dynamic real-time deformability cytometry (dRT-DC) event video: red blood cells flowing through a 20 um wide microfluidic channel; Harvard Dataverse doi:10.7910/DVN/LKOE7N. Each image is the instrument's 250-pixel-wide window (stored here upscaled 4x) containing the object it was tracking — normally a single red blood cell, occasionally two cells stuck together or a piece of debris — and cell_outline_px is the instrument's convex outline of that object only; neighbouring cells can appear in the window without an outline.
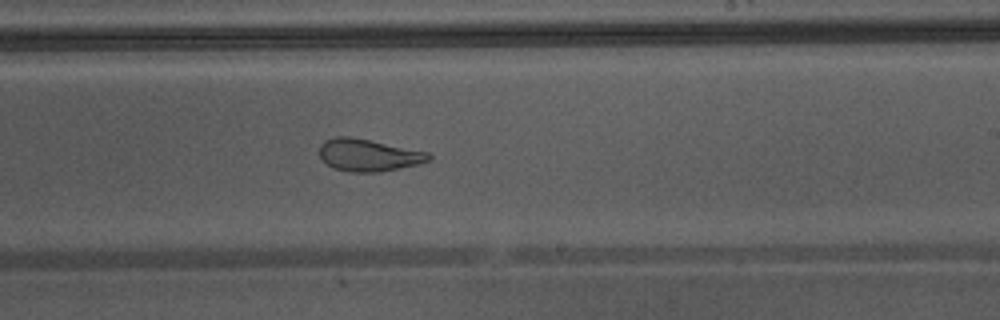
{"species": "Egyptian fruit bat (a non-hibernating species)", "species_latin": "Rousettus aegyptiacus", "temperature_condition": "warm", "stored_images_in_passage": 31, "camera_frame_rate_fps": 3000, "um_per_image_px": 0.085, "animal": {"sex": "male"}, "frame": {"image": 1, "passage_image": 14, "time_ms": 4.333, "image_size_px": [1000, 320], "cell_outline_px": [[432, 160], [420, 164], [380, 172], [348, 172], [332, 168], [320, 156], [320, 144], [324, 140], [336, 136], [352, 136], [428, 152], [432, 156]], "centroid_in_image_um": [31.33, 13.18], "position_along_channel_um": 257.7, "area_um2": 20.75}, "authors_computed_cell_mechanics": {"area_um2": 22.1374, "velocity_mm_per_s": 4.3951, "shape_relaxation_time_tau1_ms": null, "shape_relaxation_time_tau2_ms": 1.4007, "deformation_change_tau1": null, "deformation_change_tau2": 0.0931}}